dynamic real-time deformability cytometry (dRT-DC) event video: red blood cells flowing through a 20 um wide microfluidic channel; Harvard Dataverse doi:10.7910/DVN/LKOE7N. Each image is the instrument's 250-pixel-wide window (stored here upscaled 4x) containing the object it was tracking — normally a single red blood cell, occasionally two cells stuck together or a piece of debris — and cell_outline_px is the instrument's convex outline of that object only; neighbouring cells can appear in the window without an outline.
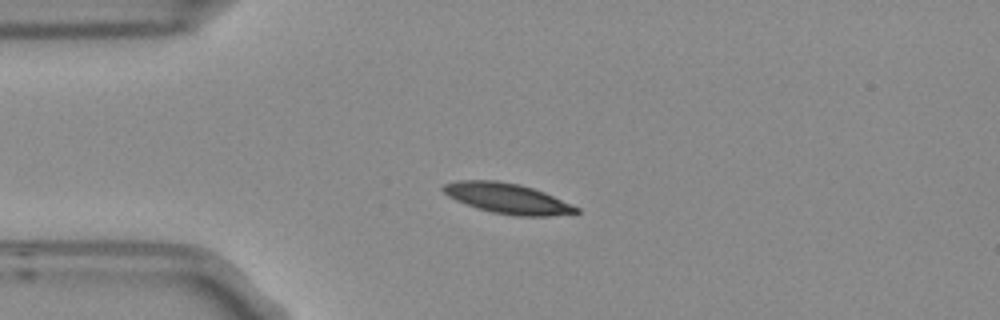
{"species": "Egyptian fruit bat (a non-hibernating species)", "species_latin": "Rousettus aegyptiacus", "temperature_condition": "room temperature", "stored_images_in_passage": 9, "camera_frame_rate_fps": 3000, "um_per_image_px": 0.085, "frame": {"image": 1, "passage_image": 2, "time_ms": 0.333, "image_size_px": [1000, 320], "cell_outline_px": [[580, 212], [548, 216], [516, 216], [492, 212], [476, 208], [456, 200], [448, 196], [440, 188], [444, 184], [460, 180], [496, 180], [520, 184], [544, 192], [580, 208]], "centroid_in_image_um": [43.11, 16.86], "position_along_channel_um": 41.9, "area_um2": 23.41}}
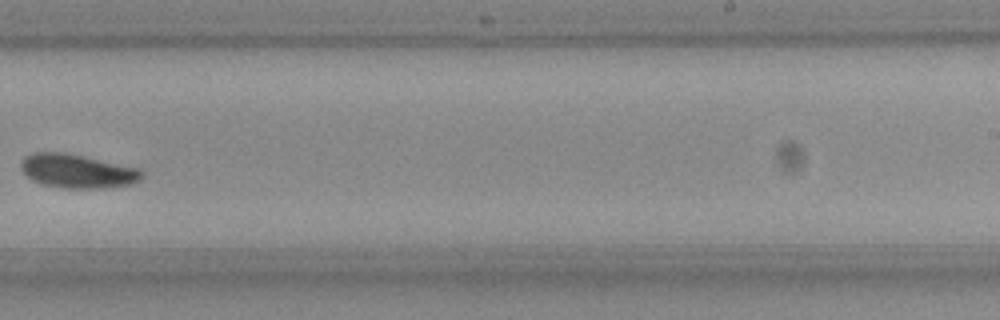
{"frame": {"image": 2, "passage_image": 8, "time_ms": 2.333, "image_size_px": [1000, 320], "cell_outline_px": [[144, 176], [140, 180], [132, 184], [100, 188], [64, 188], [40, 184], [32, 180], [20, 168], [20, 164], [24, 156], [36, 152], [64, 152], [140, 168], [144, 172]], "centroid_in_image_um": [6.58, 14.54], "position_along_channel_um": 282.4, "area_um2": 23.93}}
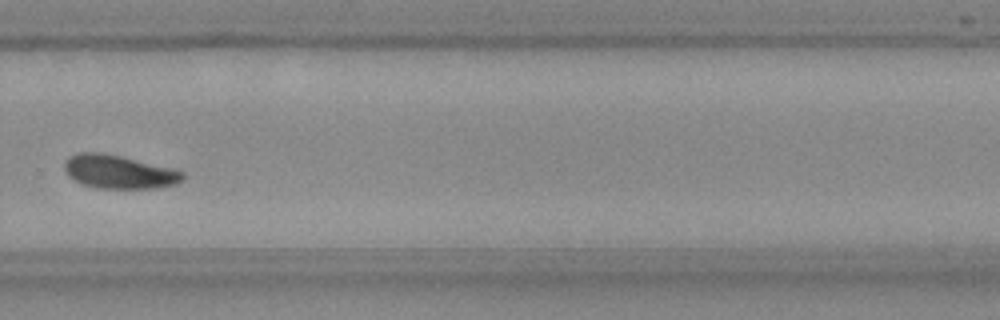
{"frame": {"image": 3, "passage_image": 9, "time_ms": 2.667, "image_size_px": [1000, 320], "cell_outline_px": [[184, 180], [176, 184], [156, 188], [96, 188], [84, 184], [68, 176], [64, 172], [64, 160], [68, 156], [76, 152], [100, 152], [120, 156], [184, 172]], "centroid_in_image_um": [10.05, 14.6], "position_along_channel_um": 319.8, "area_um2": 22.95}}